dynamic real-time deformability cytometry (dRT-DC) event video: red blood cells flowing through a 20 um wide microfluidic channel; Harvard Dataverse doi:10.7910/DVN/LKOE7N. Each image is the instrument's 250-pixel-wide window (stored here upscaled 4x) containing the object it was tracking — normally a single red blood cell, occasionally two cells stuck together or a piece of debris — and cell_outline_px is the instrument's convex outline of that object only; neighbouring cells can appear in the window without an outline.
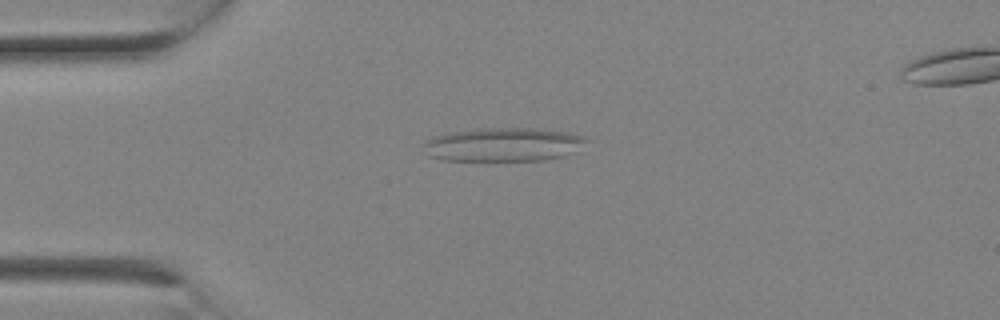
{"species": "Egyptian fruit bat (a non-hibernating species)", "species_latin": "Rousettus aegyptiacus", "temperature_condition": "room temperature", "stored_images_in_passage": 4, "camera_frame_rate_fps": 3000, "um_per_image_px": 0.085, "animal": {"sex": "female"}, "frame": {"image": 1, "passage_image": 3, "time_ms": 0.667, "image_size_px": [1000, 320], "cell_outline_px": [[592, 140], [564, 156], [544, 160], [440, 160], [428, 156], [420, 152], [424, 140], [444, 132], [480, 128], [544, 128], [568, 132], [584, 136]], "centroid_in_image_um": [42.71, 12.27], "position_along_channel_um": 42.3, "area_um2": 32.71}}